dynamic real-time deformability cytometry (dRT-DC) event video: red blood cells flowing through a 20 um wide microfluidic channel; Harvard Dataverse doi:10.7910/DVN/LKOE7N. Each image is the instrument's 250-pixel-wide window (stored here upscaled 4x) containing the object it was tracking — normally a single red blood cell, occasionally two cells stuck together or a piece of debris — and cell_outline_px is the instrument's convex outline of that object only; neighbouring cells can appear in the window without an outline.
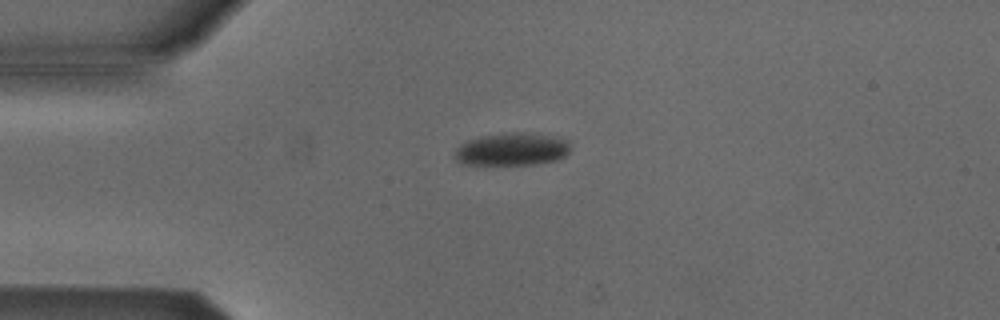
{"species": "Egyptian fruit bat (a non-hibernating species)", "species_latin": "Rousettus aegyptiacus", "temperature_condition": "cold", "stored_images_in_passage": 2, "camera_frame_rate_fps": 3000, "um_per_image_px": 0.085, "animal": {"sex": "male"}, "frame": {"image": 1, "passage_image": 1, "time_ms": 0.0, "image_size_px": [1000, 320], "cell_outline_px": [[568, 152], [564, 156], [556, 160], [532, 164], [460, 164], [452, 156], [456, 148], [460, 144], [468, 140], [480, 136], [512, 132], [556, 136], [568, 140]], "centroid_in_image_um": [43.45, 12.68], "position_along_channel_um": 41.5, "area_um2": 21.91}}